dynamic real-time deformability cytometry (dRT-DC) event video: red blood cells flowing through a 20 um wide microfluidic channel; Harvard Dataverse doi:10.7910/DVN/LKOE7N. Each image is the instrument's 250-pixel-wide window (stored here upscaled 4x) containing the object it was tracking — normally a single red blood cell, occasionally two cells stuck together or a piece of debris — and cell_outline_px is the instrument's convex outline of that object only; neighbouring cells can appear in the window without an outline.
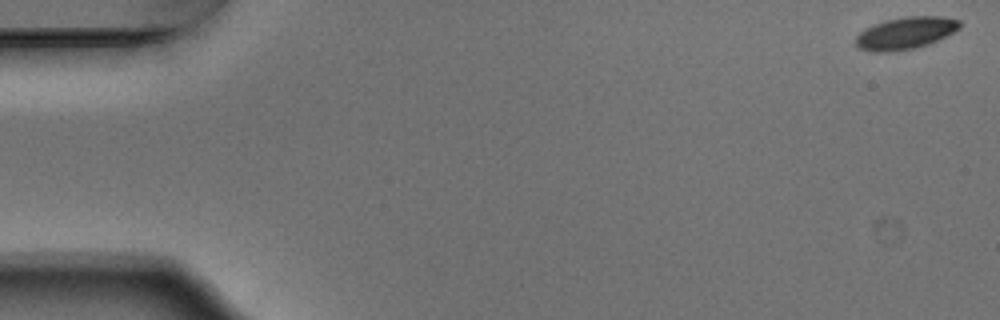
{"species": "Egyptian fruit bat (a non-hibernating species)", "species_latin": "Rousettus aegyptiacus", "temperature_condition": "warm", "stored_images_in_passage": 54, "camera_frame_rate_fps": 3000, "um_per_image_px": 0.085, "animal": {"sex": "male"}, "frame": {"image": 1, "passage_image": 1, "time_ms": 0.0, "image_size_px": [1000, 320], "cell_outline_px": [[960, 28], [928, 44], [912, 48], [888, 52], [872, 52], [860, 48], [856, 44], [856, 36], [860, 32], [872, 24], [884, 20], [904, 16], [944, 16], [960, 20]], "centroid_in_image_um": [76.94, 2.79], "position_along_channel_um": 8.1, "area_um2": 19.36}}
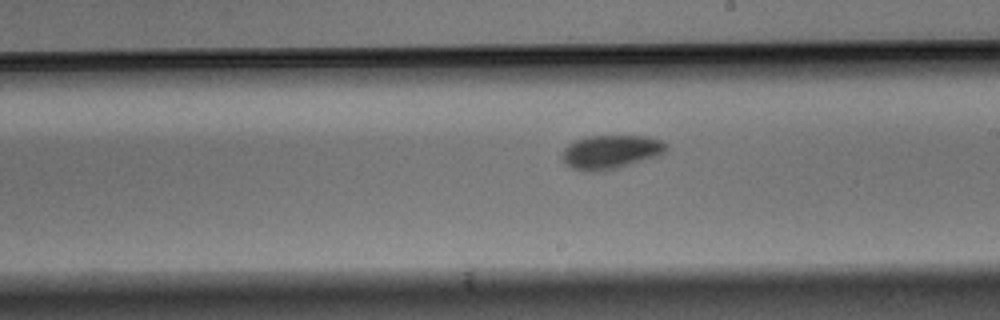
{"frame": {"image": 2, "passage_image": 31, "time_ms": 10.0, "image_size_px": [1000, 320], "cell_outline_px": [[668, 148], [660, 156], [604, 172], [584, 172], [572, 168], [560, 156], [564, 148], [568, 144], [576, 140], [588, 136], [648, 136], [660, 140], [668, 144]], "centroid_in_image_um": [51.93, 12.93], "position_along_channel_um": 237.1, "area_um2": 20.87}}
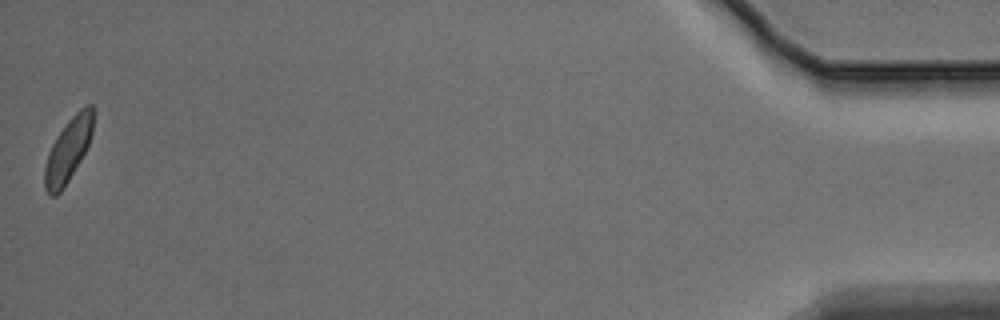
{"frame": {"image": 3, "passage_image": 54, "time_ms": 17.667, "image_size_px": [1000, 320], "cell_outline_px": [[96, 112], [92, 132], [88, 144], [80, 160], [68, 180], [60, 192], [56, 196], [48, 196], [44, 188], [44, 168], [48, 152], [52, 144], [68, 120], [80, 108], [88, 104], [92, 104]], "centroid_in_image_um": [5.8, 12.72], "position_along_channel_um": 429.4, "area_um2": 17.98}, "authors_computed_cell_mechanics": {"area_um2": 19.5364, "velocity_mm_per_s": 3.7249, "shape_relaxation_time_tau1_ms": 2.5459, "shape_relaxation_time_tau2_ms": null, "deformation_change_tau1": 0.0867, "deformation_change_tau2": null}}